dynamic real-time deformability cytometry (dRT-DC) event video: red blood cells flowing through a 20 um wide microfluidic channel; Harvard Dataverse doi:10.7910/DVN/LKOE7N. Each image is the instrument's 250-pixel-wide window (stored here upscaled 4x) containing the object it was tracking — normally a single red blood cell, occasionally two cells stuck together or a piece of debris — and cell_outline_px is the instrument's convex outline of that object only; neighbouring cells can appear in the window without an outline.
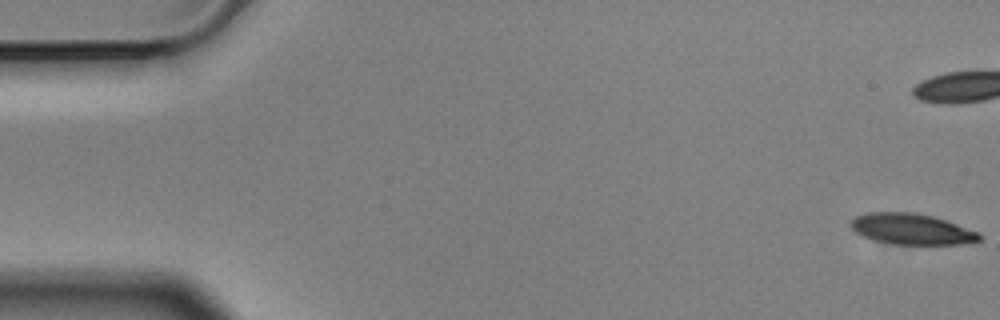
{"species": "Egyptian fruit bat (a non-hibernating species)", "species_latin": "Rousettus aegyptiacus", "temperature_condition": "cold", "stored_images_in_passage": 8, "camera_frame_rate_fps": 3000, "um_per_image_px": 0.085, "animal": {"sex": "male"}, "frame": {"image": 1, "passage_image": 1, "time_ms": 0.0, "image_size_px": [1000, 320], "cell_outline_px": [[980, 240], [956, 244], [892, 244], [872, 240], [856, 232], [852, 228], [852, 220], [856, 216], [868, 212], [916, 212], [932, 216], [980, 232]], "centroid_in_image_um": [77.47, 19.46], "position_along_channel_um": 7.5, "area_um2": 22.89}}